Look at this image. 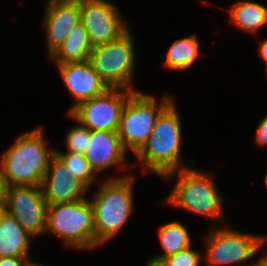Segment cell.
Returning a JSON list of instances; mask_svg holds the SVG:
<instances>
[{"mask_svg":"<svg viewBox=\"0 0 267 266\" xmlns=\"http://www.w3.org/2000/svg\"><path fill=\"white\" fill-rule=\"evenodd\" d=\"M134 41L129 29L118 39L95 46L89 56L94 71L109 88L131 89L135 65Z\"/></svg>","mask_w":267,"mask_h":266,"instance_id":"obj_7","label":"cell"},{"mask_svg":"<svg viewBox=\"0 0 267 266\" xmlns=\"http://www.w3.org/2000/svg\"><path fill=\"white\" fill-rule=\"evenodd\" d=\"M256 142L260 146H266L267 145V115L263 120H261L260 124L257 127L256 131Z\"/></svg>","mask_w":267,"mask_h":266,"instance_id":"obj_24","label":"cell"},{"mask_svg":"<svg viewBox=\"0 0 267 266\" xmlns=\"http://www.w3.org/2000/svg\"><path fill=\"white\" fill-rule=\"evenodd\" d=\"M159 238L164 252L152 258L153 260L161 261L170 255L191 247L188 230L178 221L163 225L159 229Z\"/></svg>","mask_w":267,"mask_h":266,"instance_id":"obj_19","label":"cell"},{"mask_svg":"<svg viewBox=\"0 0 267 266\" xmlns=\"http://www.w3.org/2000/svg\"><path fill=\"white\" fill-rule=\"evenodd\" d=\"M45 232L63 239L67 247L93 249L97 244L91 202L83 199L48 205Z\"/></svg>","mask_w":267,"mask_h":266,"instance_id":"obj_4","label":"cell"},{"mask_svg":"<svg viewBox=\"0 0 267 266\" xmlns=\"http://www.w3.org/2000/svg\"><path fill=\"white\" fill-rule=\"evenodd\" d=\"M88 146L84 155L95 173L124 162L126 149L117 131L90 130Z\"/></svg>","mask_w":267,"mask_h":266,"instance_id":"obj_15","label":"cell"},{"mask_svg":"<svg viewBox=\"0 0 267 266\" xmlns=\"http://www.w3.org/2000/svg\"><path fill=\"white\" fill-rule=\"evenodd\" d=\"M246 266L248 265L246 264ZM250 266H267V255L263 259H261L259 262L252 264Z\"/></svg>","mask_w":267,"mask_h":266,"instance_id":"obj_28","label":"cell"},{"mask_svg":"<svg viewBox=\"0 0 267 266\" xmlns=\"http://www.w3.org/2000/svg\"><path fill=\"white\" fill-rule=\"evenodd\" d=\"M259 53H260V56L262 57V59L266 62V65H267V39H265L260 47H259Z\"/></svg>","mask_w":267,"mask_h":266,"instance_id":"obj_27","label":"cell"},{"mask_svg":"<svg viewBox=\"0 0 267 266\" xmlns=\"http://www.w3.org/2000/svg\"><path fill=\"white\" fill-rule=\"evenodd\" d=\"M41 187L47 205L83 200L85 197L82 195L88 188L78 178L70 176L56 155L50 160Z\"/></svg>","mask_w":267,"mask_h":266,"instance_id":"obj_12","label":"cell"},{"mask_svg":"<svg viewBox=\"0 0 267 266\" xmlns=\"http://www.w3.org/2000/svg\"><path fill=\"white\" fill-rule=\"evenodd\" d=\"M265 185H266V187H267V174H266V176H265Z\"/></svg>","mask_w":267,"mask_h":266,"instance_id":"obj_31","label":"cell"},{"mask_svg":"<svg viewBox=\"0 0 267 266\" xmlns=\"http://www.w3.org/2000/svg\"><path fill=\"white\" fill-rule=\"evenodd\" d=\"M80 22L88 31L92 45L118 39L128 29L114 4L105 0H79Z\"/></svg>","mask_w":267,"mask_h":266,"instance_id":"obj_11","label":"cell"},{"mask_svg":"<svg viewBox=\"0 0 267 266\" xmlns=\"http://www.w3.org/2000/svg\"><path fill=\"white\" fill-rule=\"evenodd\" d=\"M42 129L18 137L1 158V170L11 186H41L55 149H48Z\"/></svg>","mask_w":267,"mask_h":266,"instance_id":"obj_1","label":"cell"},{"mask_svg":"<svg viewBox=\"0 0 267 266\" xmlns=\"http://www.w3.org/2000/svg\"><path fill=\"white\" fill-rule=\"evenodd\" d=\"M135 90L110 88L104 94L80 102L69 113L89 130L117 131L121 113Z\"/></svg>","mask_w":267,"mask_h":266,"instance_id":"obj_8","label":"cell"},{"mask_svg":"<svg viewBox=\"0 0 267 266\" xmlns=\"http://www.w3.org/2000/svg\"><path fill=\"white\" fill-rule=\"evenodd\" d=\"M173 101L164 97L157 106L156 98L139 91L133 92L124 106L120 116L118 135L126 150L136 154L153 131L160 113Z\"/></svg>","mask_w":267,"mask_h":266,"instance_id":"obj_6","label":"cell"},{"mask_svg":"<svg viewBox=\"0 0 267 266\" xmlns=\"http://www.w3.org/2000/svg\"><path fill=\"white\" fill-rule=\"evenodd\" d=\"M202 256L191 247L161 260L165 266H199Z\"/></svg>","mask_w":267,"mask_h":266,"instance_id":"obj_23","label":"cell"},{"mask_svg":"<svg viewBox=\"0 0 267 266\" xmlns=\"http://www.w3.org/2000/svg\"><path fill=\"white\" fill-rule=\"evenodd\" d=\"M55 155L65 164L70 176H74L82 181L88 188L95 180V171L91 168L85 155L68 152L67 154L55 150Z\"/></svg>","mask_w":267,"mask_h":266,"instance_id":"obj_21","label":"cell"},{"mask_svg":"<svg viewBox=\"0 0 267 266\" xmlns=\"http://www.w3.org/2000/svg\"><path fill=\"white\" fill-rule=\"evenodd\" d=\"M47 202L41 186H11L3 208L31 235L46 231Z\"/></svg>","mask_w":267,"mask_h":266,"instance_id":"obj_10","label":"cell"},{"mask_svg":"<svg viewBox=\"0 0 267 266\" xmlns=\"http://www.w3.org/2000/svg\"><path fill=\"white\" fill-rule=\"evenodd\" d=\"M181 136L180 119L172 101L160 113L148 140L135 155L146 170L168 179L187 167L179 165Z\"/></svg>","mask_w":267,"mask_h":266,"instance_id":"obj_2","label":"cell"},{"mask_svg":"<svg viewBox=\"0 0 267 266\" xmlns=\"http://www.w3.org/2000/svg\"><path fill=\"white\" fill-rule=\"evenodd\" d=\"M148 266H165L161 261L149 259Z\"/></svg>","mask_w":267,"mask_h":266,"instance_id":"obj_29","label":"cell"},{"mask_svg":"<svg viewBox=\"0 0 267 266\" xmlns=\"http://www.w3.org/2000/svg\"><path fill=\"white\" fill-rule=\"evenodd\" d=\"M229 13L233 24L254 34L257 33L260 26L267 23V8L258 3L236 2L232 5Z\"/></svg>","mask_w":267,"mask_h":266,"instance_id":"obj_18","label":"cell"},{"mask_svg":"<svg viewBox=\"0 0 267 266\" xmlns=\"http://www.w3.org/2000/svg\"><path fill=\"white\" fill-rule=\"evenodd\" d=\"M90 142V130L83 124L74 126L66 135L68 152L84 155Z\"/></svg>","mask_w":267,"mask_h":266,"instance_id":"obj_22","label":"cell"},{"mask_svg":"<svg viewBox=\"0 0 267 266\" xmlns=\"http://www.w3.org/2000/svg\"><path fill=\"white\" fill-rule=\"evenodd\" d=\"M208 237V238H207ZM206 237L208 264H239L252 258L267 239L251 234H241L230 229L211 230Z\"/></svg>","mask_w":267,"mask_h":266,"instance_id":"obj_9","label":"cell"},{"mask_svg":"<svg viewBox=\"0 0 267 266\" xmlns=\"http://www.w3.org/2000/svg\"><path fill=\"white\" fill-rule=\"evenodd\" d=\"M93 48L88 31L79 22L50 58L56 60L57 64L82 62L89 59Z\"/></svg>","mask_w":267,"mask_h":266,"instance_id":"obj_17","label":"cell"},{"mask_svg":"<svg viewBox=\"0 0 267 266\" xmlns=\"http://www.w3.org/2000/svg\"><path fill=\"white\" fill-rule=\"evenodd\" d=\"M46 8L44 26L51 57L80 22L79 0H49Z\"/></svg>","mask_w":267,"mask_h":266,"instance_id":"obj_13","label":"cell"},{"mask_svg":"<svg viewBox=\"0 0 267 266\" xmlns=\"http://www.w3.org/2000/svg\"><path fill=\"white\" fill-rule=\"evenodd\" d=\"M8 188H9V185L0 167V209H3L5 206Z\"/></svg>","mask_w":267,"mask_h":266,"instance_id":"obj_26","label":"cell"},{"mask_svg":"<svg viewBox=\"0 0 267 266\" xmlns=\"http://www.w3.org/2000/svg\"><path fill=\"white\" fill-rule=\"evenodd\" d=\"M57 66L65 86L76 100L69 112L80 102L100 96L110 89L94 71L89 60L57 64Z\"/></svg>","mask_w":267,"mask_h":266,"instance_id":"obj_14","label":"cell"},{"mask_svg":"<svg viewBox=\"0 0 267 266\" xmlns=\"http://www.w3.org/2000/svg\"><path fill=\"white\" fill-rule=\"evenodd\" d=\"M198 48L199 42L196 38V34L175 41L168 50L167 58L163 66L175 70L187 69L194 63L198 55Z\"/></svg>","mask_w":267,"mask_h":266,"instance_id":"obj_20","label":"cell"},{"mask_svg":"<svg viewBox=\"0 0 267 266\" xmlns=\"http://www.w3.org/2000/svg\"><path fill=\"white\" fill-rule=\"evenodd\" d=\"M28 257H0V266H25Z\"/></svg>","mask_w":267,"mask_h":266,"instance_id":"obj_25","label":"cell"},{"mask_svg":"<svg viewBox=\"0 0 267 266\" xmlns=\"http://www.w3.org/2000/svg\"><path fill=\"white\" fill-rule=\"evenodd\" d=\"M32 237L13 216L0 209V257H28Z\"/></svg>","mask_w":267,"mask_h":266,"instance_id":"obj_16","label":"cell"},{"mask_svg":"<svg viewBox=\"0 0 267 266\" xmlns=\"http://www.w3.org/2000/svg\"><path fill=\"white\" fill-rule=\"evenodd\" d=\"M134 176L103 182L91 202L94 212L95 243L114 237L128 221L133 210Z\"/></svg>","mask_w":267,"mask_h":266,"instance_id":"obj_3","label":"cell"},{"mask_svg":"<svg viewBox=\"0 0 267 266\" xmlns=\"http://www.w3.org/2000/svg\"><path fill=\"white\" fill-rule=\"evenodd\" d=\"M178 180L167 203L210 218L222 219V198L217 192L211 174L192 168L177 170Z\"/></svg>","mask_w":267,"mask_h":266,"instance_id":"obj_5","label":"cell"},{"mask_svg":"<svg viewBox=\"0 0 267 266\" xmlns=\"http://www.w3.org/2000/svg\"><path fill=\"white\" fill-rule=\"evenodd\" d=\"M25 266H43V265L37 264V263H32L31 261L30 262L27 261L26 264H25Z\"/></svg>","mask_w":267,"mask_h":266,"instance_id":"obj_30","label":"cell"}]
</instances>
